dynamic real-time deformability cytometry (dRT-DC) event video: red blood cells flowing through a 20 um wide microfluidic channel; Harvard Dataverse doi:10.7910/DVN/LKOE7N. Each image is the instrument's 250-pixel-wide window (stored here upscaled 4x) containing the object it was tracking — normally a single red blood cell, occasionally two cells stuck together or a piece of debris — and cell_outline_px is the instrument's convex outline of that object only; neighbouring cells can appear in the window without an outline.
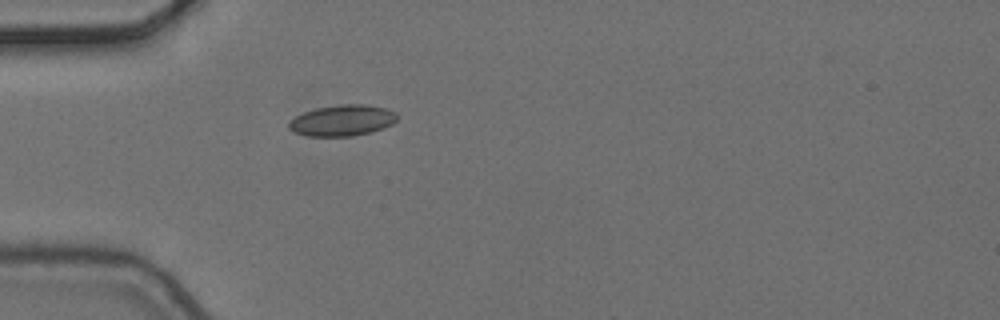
{"species": "common noctule bat (a hibernating species)", "species_latin": "Nyctalus noctula", "temperature_condition": "cold", "stored_images_in_passage": 4, "camera_frame_rate_fps": 3000, "um_per_image_px": 0.085, "animal": {"sex": "female", "body_mass_g": 24.6, "forearm_length_mm": 56.2}, "frame": {"image": 1, "passage_image": 3, "time_ms": 0.667, "image_size_px": [1000, 320], "cell_outline_px": [[396, 120], [392, 124], [384, 128], [352, 136], [308, 136], [296, 132], [288, 128], [288, 124], [296, 116], [304, 112], [316, 108], [340, 104], [364, 104], [388, 108], [396, 112]], "centroid_in_image_um": [29.12, 10.22], "position_along_channel_um": 55.9, "area_um2": 19.48}}